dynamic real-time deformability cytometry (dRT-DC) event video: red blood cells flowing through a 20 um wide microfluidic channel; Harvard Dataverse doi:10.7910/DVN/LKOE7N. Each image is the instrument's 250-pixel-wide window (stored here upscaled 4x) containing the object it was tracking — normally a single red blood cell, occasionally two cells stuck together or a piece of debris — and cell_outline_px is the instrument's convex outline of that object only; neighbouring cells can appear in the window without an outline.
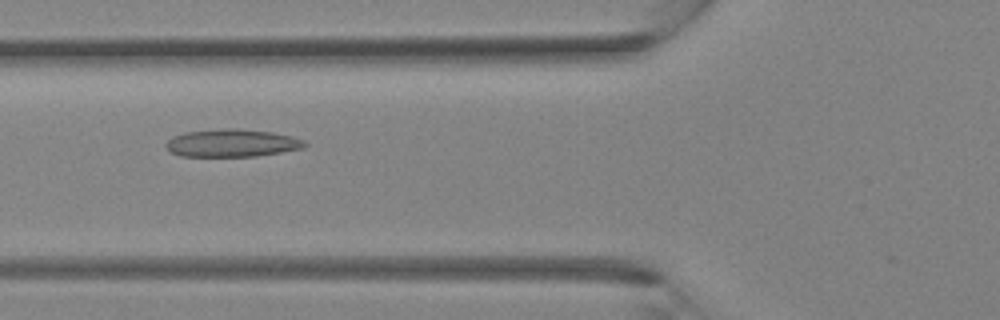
{"species": "Egyptian fruit bat (a non-hibernating species)", "species_latin": "Rousettus aegyptiacus", "temperature_condition": "room temperature", "stored_images_in_passage": 37, "camera_frame_rate_fps": 3000, "um_per_image_px": 0.085, "animal": {"sex": "female"}, "frame": {"image": 1, "passage_image": 14, "time_ms": 4.333, "image_size_px": [1000, 320], "cell_outline_px": [[308, 144], [304, 148], [256, 156], [180, 156], [168, 152], [164, 144], [172, 136], [184, 132], [228, 128], [236, 128], [272, 132], [292, 136], [304, 140]], "centroid_in_image_um": [19.69, 12.16], "position_along_channel_um": 106.1, "area_um2": 22.54}}
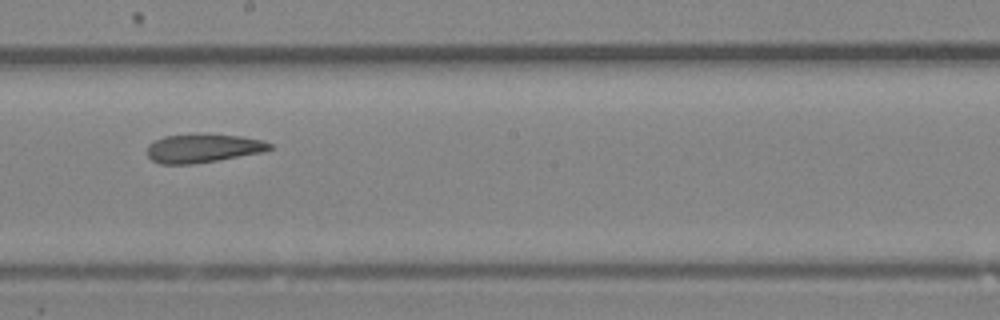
{"frame": {"image": 2, "passage_image": 21, "time_ms": 6.667, "image_size_px": [1000, 320], "cell_outline_px": [[272, 148], [260, 152], [216, 160], [192, 164], [160, 164], [152, 160], [148, 156], [148, 144], [164, 136], [244, 136], [264, 140], [272, 144]], "centroid_in_image_um": [17.25, 12.63], "position_along_channel_um": 231.0, "area_um2": 19.59}}
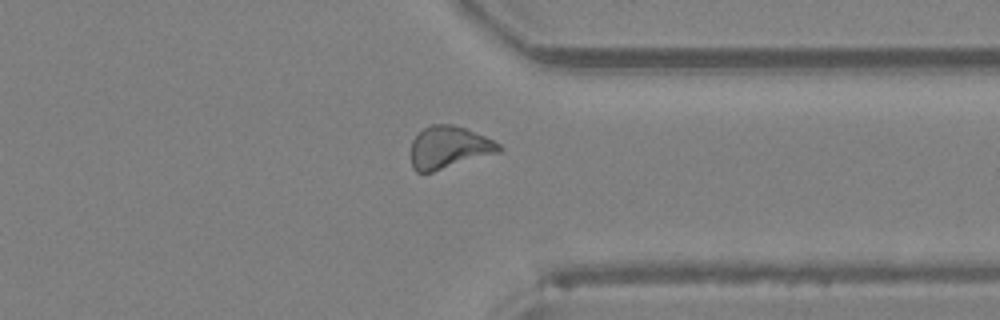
{"frame": {"image": 3, "passage_image": 29, "time_ms": 9.333, "image_size_px": [1000, 320], "cell_outline_px": [[504, 148], [500, 152], [432, 172], [416, 172], [412, 168], [412, 140], [424, 128], [432, 124], [452, 124], [464, 128], [484, 136], [500, 144]], "centroid_in_image_um": [38.16, 12.53], "position_along_channel_um": 373.2, "area_um2": 21.5}}